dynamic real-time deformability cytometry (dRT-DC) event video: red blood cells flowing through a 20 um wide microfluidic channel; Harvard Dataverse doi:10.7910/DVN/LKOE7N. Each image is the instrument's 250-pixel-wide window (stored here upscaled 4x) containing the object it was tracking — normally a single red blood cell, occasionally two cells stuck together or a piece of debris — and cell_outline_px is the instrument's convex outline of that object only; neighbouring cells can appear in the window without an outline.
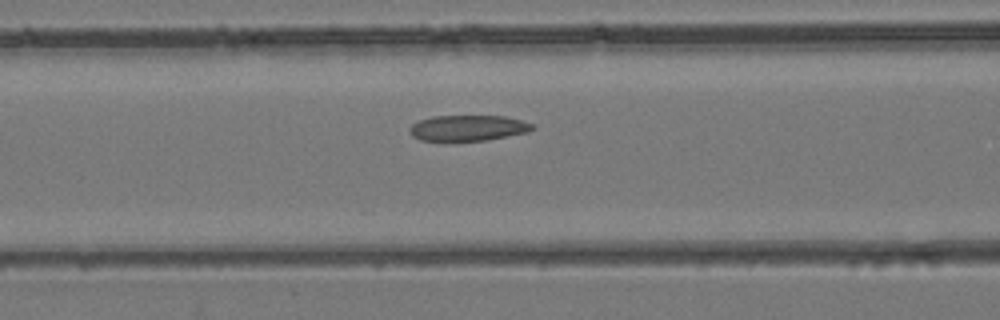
{"species": "common noctule bat (a hibernating species)", "species_latin": "Nyctalus noctula", "temperature_condition": "room temperature", "stored_images_in_passage": 36, "camera_frame_rate_fps": 3000, "um_per_image_px": 0.085, "animal": {"sex": "female", "body_mass_g": 24.6, "forearm_length_mm": 56.2}, "frame": {"image": 1, "passage_image": 15, "time_ms": 4.667, "image_size_px": [1000, 320], "cell_outline_px": [[536, 128], [528, 132], [488, 140], [448, 144], [420, 140], [412, 136], [408, 132], [408, 128], [412, 124], [420, 120], [432, 116], [504, 116], [536, 124]], "centroid_in_image_um": [39.73, 10.93], "position_along_channel_um": 126.9, "area_um2": 19.42}}
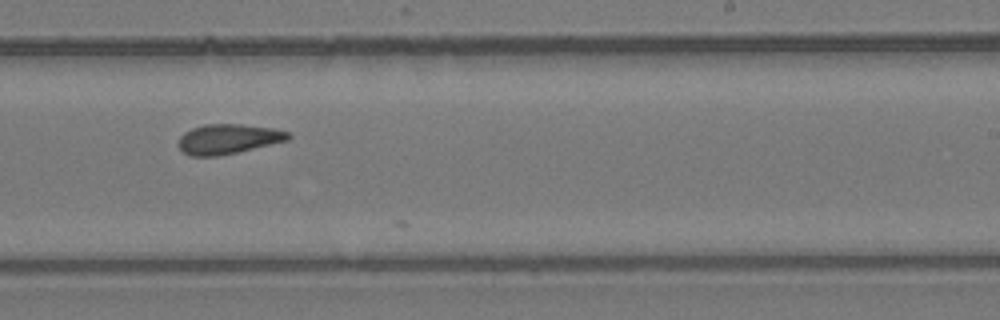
{"frame": {"image": 2, "passage_image": 24, "time_ms": 7.667, "image_size_px": [1000, 320], "cell_outline_px": [[292, 136], [288, 140], [236, 152], [216, 156], [192, 156], [184, 152], [176, 144], [180, 136], [184, 132], [192, 128], [204, 124], [244, 124], [272, 128], [288, 132]], "centroid_in_image_um": [19.36, 11.8], "position_along_channel_um": 269.6, "area_um2": 19.02}}
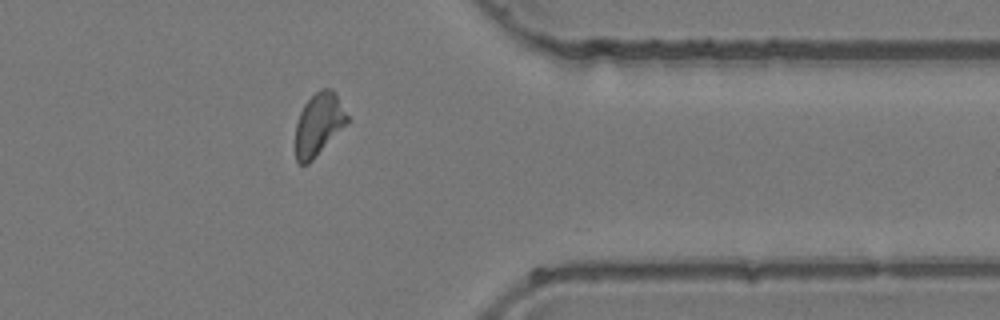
{"frame": {"image": 3, "passage_image": 32, "time_ms": 10.333, "image_size_px": [1000, 320], "cell_outline_px": [[348, 124], [308, 164], [300, 164], [296, 160], [296, 124], [300, 112], [304, 104], [320, 88], [332, 88], [336, 92], [348, 116]], "centroid_in_image_um": [27.11, 10.54], "position_along_channel_um": 384.3, "area_um2": 18.9}}